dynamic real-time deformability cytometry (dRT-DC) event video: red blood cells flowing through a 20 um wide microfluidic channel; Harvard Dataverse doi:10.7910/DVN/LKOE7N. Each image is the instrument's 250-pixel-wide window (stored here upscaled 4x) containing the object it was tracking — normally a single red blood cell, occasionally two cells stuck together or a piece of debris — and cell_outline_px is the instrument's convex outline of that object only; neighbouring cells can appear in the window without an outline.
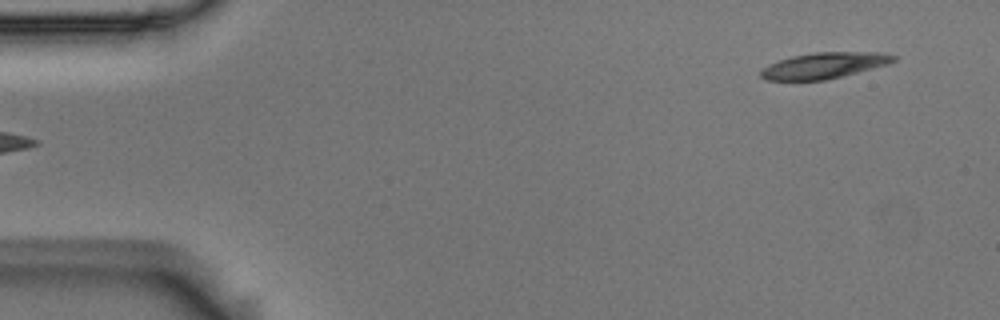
{"species": "Egyptian fruit bat (a non-hibernating species)", "species_latin": "Rousettus aegyptiacus", "temperature_condition": "room temperature", "stored_images_in_passage": 5, "segment_of_instrument_passage": [2, 2], "camera_frame_rate_fps": 3000, "um_per_image_px": 0.085, "animal": {"sex": "male"}, "frame": {"image": 1, "passage_image": 5, "time_ms": 1.333, "image_size_px": [1000, 320], "cell_outline_px": [[896, 60], [888, 64], [824, 80], [764, 80], [760, 76], [760, 72], [768, 64], [792, 56], [816, 52], [880, 52], [896, 56]], "centroid_in_image_um": [70.03, 5.56], "position_along_channel_um": 15.0, "area_um2": 19.83}}